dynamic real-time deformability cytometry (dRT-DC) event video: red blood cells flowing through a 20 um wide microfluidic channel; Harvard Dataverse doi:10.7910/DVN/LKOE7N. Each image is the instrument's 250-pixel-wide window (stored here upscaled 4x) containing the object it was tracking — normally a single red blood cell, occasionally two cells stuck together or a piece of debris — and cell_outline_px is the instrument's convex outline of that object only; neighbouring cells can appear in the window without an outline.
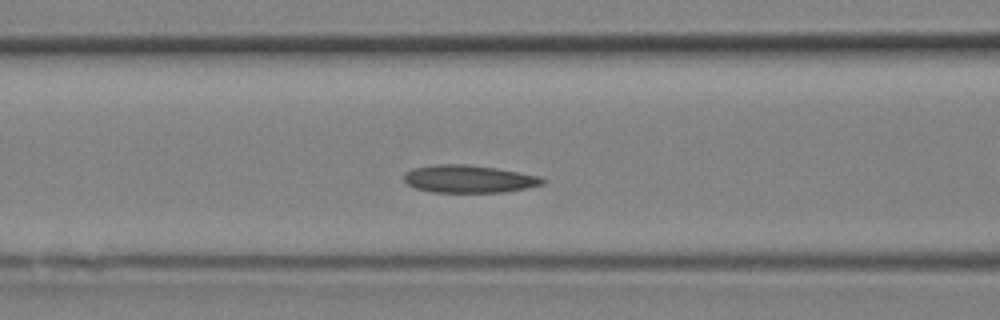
{"species": "Egyptian fruit bat (a non-hibernating species)", "species_latin": "Rousettus aegyptiacus", "temperature_condition": "room temperature", "stored_images_in_passage": 12, "camera_frame_rate_fps": 3000, "um_per_image_px": 0.085, "animal": {"sex": "female"}, "frame": {"image": 1, "passage_image": 9, "time_ms": 2.667, "image_size_px": [1000, 320], "cell_outline_px": [[544, 184], [528, 188], [504, 192], [432, 192], [416, 188], [408, 184], [404, 180], [404, 172], [412, 168], [432, 164], [468, 164], [496, 168], [520, 172], [540, 176], [544, 180]], "centroid_in_image_um": [39.84, 15.2], "position_along_channel_um": 126.8, "area_um2": 22.48}}